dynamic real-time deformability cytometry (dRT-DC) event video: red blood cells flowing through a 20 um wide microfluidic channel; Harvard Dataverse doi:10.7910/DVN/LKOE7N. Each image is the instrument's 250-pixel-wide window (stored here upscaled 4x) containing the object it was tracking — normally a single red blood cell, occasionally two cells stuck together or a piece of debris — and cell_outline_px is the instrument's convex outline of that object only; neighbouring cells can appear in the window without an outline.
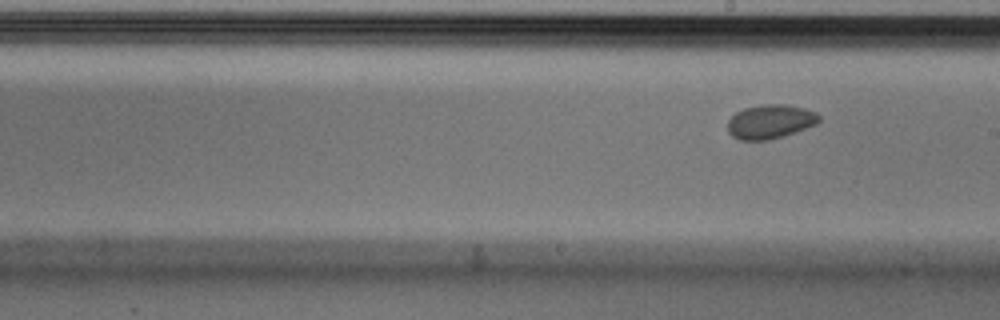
{"species": "Egyptian fruit bat (a non-hibernating species)", "species_latin": "Rousettus aegyptiacus", "temperature_condition": "cold", "stored_images_in_passage": 10, "segment_of_instrument_passage": [2, 2], "camera_frame_rate_fps": 3000, "um_per_image_px": 0.085, "animal": {"sex": "male"}, "frame": {"image": 1, "passage_image": 10, "time_ms": 3.0, "image_size_px": [1000, 320], "cell_outline_px": [[820, 120], [816, 124], [784, 136], [768, 140], [740, 140], [732, 136], [728, 132], [728, 120], [736, 112], [744, 108], [760, 104], [788, 104], [804, 108], [816, 112], [820, 116]], "centroid_in_image_um": [65.47, 10.33], "position_along_channel_um": 223.5, "area_um2": 18.26}}